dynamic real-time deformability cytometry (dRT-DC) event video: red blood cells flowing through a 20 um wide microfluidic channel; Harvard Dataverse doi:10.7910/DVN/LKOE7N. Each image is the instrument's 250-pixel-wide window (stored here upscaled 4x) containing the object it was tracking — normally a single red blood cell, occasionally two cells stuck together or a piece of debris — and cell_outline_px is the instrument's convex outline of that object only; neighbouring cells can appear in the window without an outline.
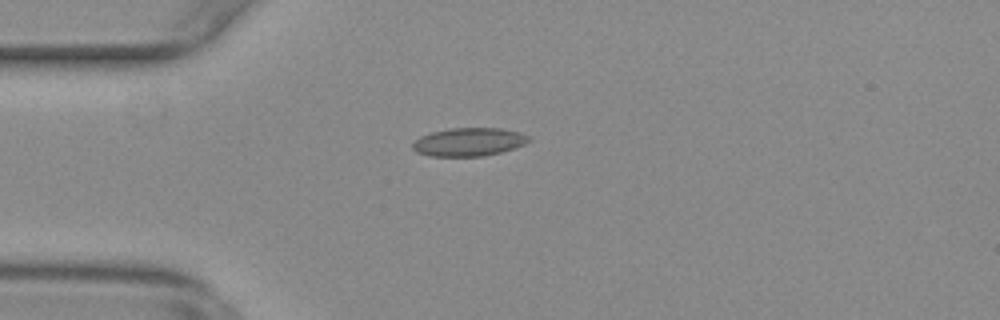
{"species": "common noctule bat (a hibernating species)", "species_latin": "Nyctalus noctula", "temperature_condition": "warm", "stored_images_in_passage": 54, "camera_frame_rate_fps": 3000, "um_per_image_px": 0.085, "animal": {"sex": "female", "body_mass_g": 29.2, "forearm_length_mm": 56.3}, "frame": {"image": 1, "passage_image": 14, "time_ms": 4.333, "image_size_px": [1000, 320], "cell_outline_px": [[532, 140], [524, 144], [500, 152], [484, 156], [428, 156], [416, 152], [412, 148], [412, 144], [420, 136], [432, 132], [448, 128], [500, 128], [520, 132], [528, 136]], "centroid_in_image_um": [39.83, 12.06], "position_along_channel_um": 45.2, "area_um2": 19.13}}
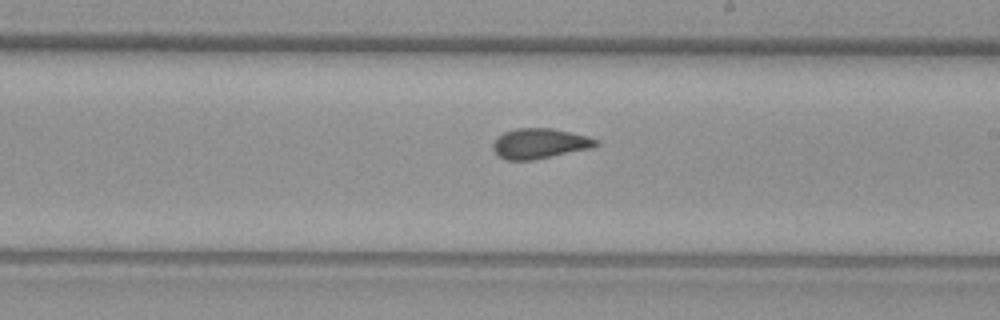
{"frame": {"image": 2, "passage_image": 31, "time_ms": 10.0, "image_size_px": [1000, 320], "cell_outline_px": [[600, 144], [592, 148], [532, 160], [504, 160], [492, 148], [492, 144], [496, 136], [504, 132], [516, 128], [552, 128], [572, 132], [588, 136], [600, 140]], "centroid_in_image_um": [45.88, 12.19], "position_along_channel_um": 243.1, "area_um2": 18.32}}
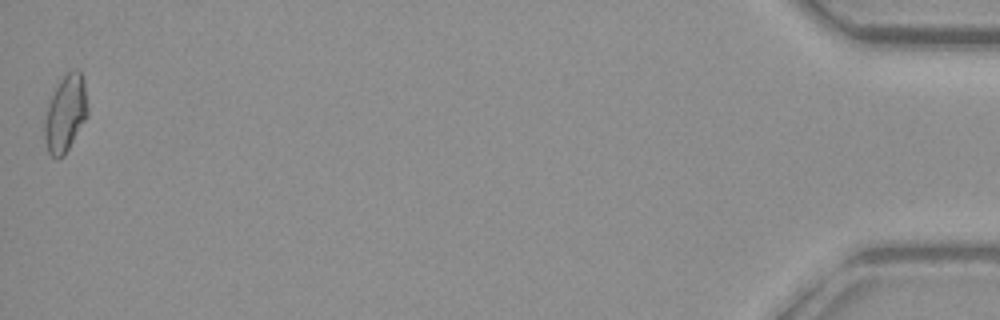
{"frame": {"image": 3, "passage_image": 54, "time_ms": 17.667, "image_size_px": [1000, 320], "cell_outline_px": [[88, 116], [64, 156], [52, 156], [48, 152], [44, 136], [44, 120], [48, 104], [60, 80], [68, 72], [76, 68], [80, 72], [84, 80], [88, 108]], "centroid_in_image_um": [5.58, 9.64], "position_along_channel_um": 429.6, "area_um2": 19.13}, "authors_computed_cell_mechanics": {"area_um2": 18.3226, "velocity_mm_per_s": 3.7908, "shape_relaxation_time_tau1_ms": null, "shape_relaxation_time_tau2_ms": 1.2103, "deformation_change_tau1": null, "deformation_change_tau2": 0.065}}